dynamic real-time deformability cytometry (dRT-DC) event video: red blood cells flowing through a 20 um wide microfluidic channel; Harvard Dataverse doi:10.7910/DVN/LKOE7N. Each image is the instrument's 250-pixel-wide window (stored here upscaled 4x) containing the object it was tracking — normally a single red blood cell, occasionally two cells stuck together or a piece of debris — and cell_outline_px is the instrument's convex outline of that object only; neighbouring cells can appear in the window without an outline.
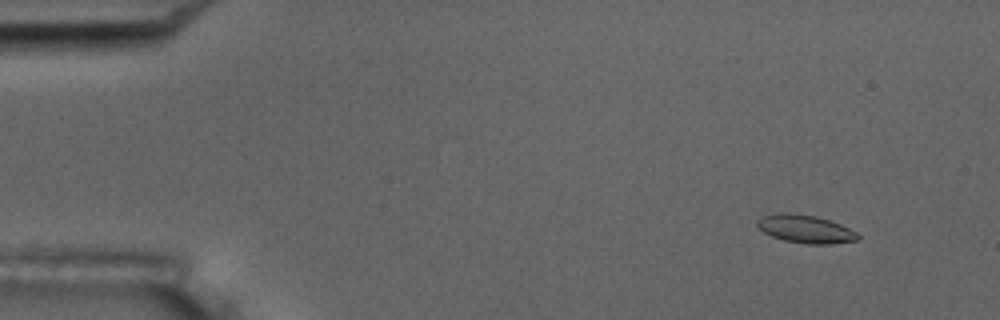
{"species": "common noctule bat (a hibernating species)", "species_latin": "Nyctalus noctula", "temperature_condition": "room temperature", "stored_images_in_passage": 6, "camera_frame_rate_fps": 3000, "um_per_image_px": 0.085, "animal": {"sex": "male", "body_mass_g": 17.5, "forearm_length_mm": 52.3}, "frame": {"image": 1, "passage_image": 2, "time_ms": 1.0, "image_size_px": [1000, 320], "cell_outline_px": [[860, 236], [856, 240], [828, 244], [808, 244], [784, 240], [772, 236], [764, 232], [756, 224], [756, 220], [760, 216], [784, 212], [788, 212], [816, 216], [840, 224], [856, 232]], "centroid_in_image_um": [68.42, 19.45], "position_along_channel_um": 16.6, "area_um2": 16.3}}
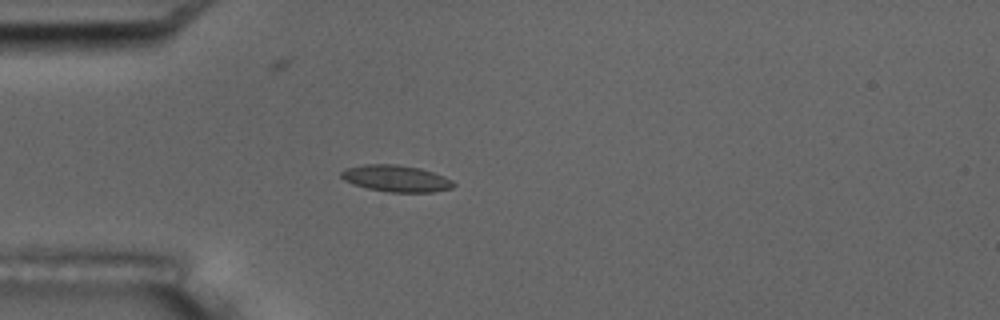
{"frame": {"image": 2, "passage_image": 5, "time_ms": 4.667, "image_size_px": [1000, 320], "cell_outline_px": [[456, 184], [452, 188], [432, 192], [388, 192], [368, 188], [344, 180], [340, 176], [340, 172], [344, 168], [364, 164], [396, 164], [420, 168], [444, 176], [452, 180]], "centroid_in_image_um": [33.66, 15.16], "position_along_channel_um": 51.3, "area_um2": 17.4}}